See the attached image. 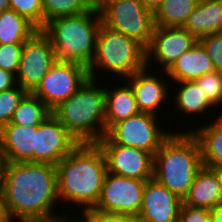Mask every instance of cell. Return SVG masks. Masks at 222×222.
Instances as JSON below:
<instances>
[{
  "instance_id": "6da1fadb",
  "label": "cell",
  "mask_w": 222,
  "mask_h": 222,
  "mask_svg": "<svg viewBox=\"0 0 222 222\" xmlns=\"http://www.w3.org/2000/svg\"><path fill=\"white\" fill-rule=\"evenodd\" d=\"M1 198L6 222L50 221L68 214L57 209L60 200L53 164L8 162Z\"/></svg>"
},
{
  "instance_id": "7a4b0ae2",
  "label": "cell",
  "mask_w": 222,
  "mask_h": 222,
  "mask_svg": "<svg viewBox=\"0 0 222 222\" xmlns=\"http://www.w3.org/2000/svg\"><path fill=\"white\" fill-rule=\"evenodd\" d=\"M107 172L105 156L97 143L78 144L56 164L60 203L71 204L67 208L79 205L76 210L80 209L82 214L93 209Z\"/></svg>"
},
{
  "instance_id": "3957f363",
  "label": "cell",
  "mask_w": 222,
  "mask_h": 222,
  "mask_svg": "<svg viewBox=\"0 0 222 222\" xmlns=\"http://www.w3.org/2000/svg\"><path fill=\"white\" fill-rule=\"evenodd\" d=\"M184 128L182 132L181 129L172 132L162 143L154 154L153 164V178L181 199L203 167L199 141Z\"/></svg>"
},
{
  "instance_id": "277c9868",
  "label": "cell",
  "mask_w": 222,
  "mask_h": 222,
  "mask_svg": "<svg viewBox=\"0 0 222 222\" xmlns=\"http://www.w3.org/2000/svg\"><path fill=\"white\" fill-rule=\"evenodd\" d=\"M97 81L88 78L72 96L52 110L79 144L97 143L106 135V93L104 85L100 86Z\"/></svg>"
},
{
  "instance_id": "5b68a950",
  "label": "cell",
  "mask_w": 222,
  "mask_h": 222,
  "mask_svg": "<svg viewBox=\"0 0 222 222\" xmlns=\"http://www.w3.org/2000/svg\"><path fill=\"white\" fill-rule=\"evenodd\" d=\"M101 15L92 8L82 14L50 20L41 31L50 39L57 61L85 66L92 63L96 52Z\"/></svg>"
},
{
  "instance_id": "8992f818",
  "label": "cell",
  "mask_w": 222,
  "mask_h": 222,
  "mask_svg": "<svg viewBox=\"0 0 222 222\" xmlns=\"http://www.w3.org/2000/svg\"><path fill=\"white\" fill-rule=\"evenodd\" d=\"M145 67L147 54L141 43L101 24L97 33L95 56L88 67L89 78L98 80L99 73L96 72L104 71L105 75L106 72L110 73L104 80L110 76L122 80Z\"/></svg>"
},
{
  "instance_id": "52a82bcc",
  "label": "cell",
  "mask_w": 222,
  "mask_h": 222,
  "mask_svg": "<svg viewBox=\"0 0 222 222\" xmlns=\"http://www.w3.org/2000/svg\"><path fill=\"white\" fill-rule=\"evenodd\" d=\"M157 117L160 118V115L140 112L114 124L106 135L115 144L136 147L154 156L162 143L173 132L169 128L168 130L164 128L166 126H161L162 121Z\"/></svg>"
},
{
  "instance_id": "ba28073f",
  "label": "cell",
  "mask_w": 222,
  "mask_h": 222,
  "mask_svg": "<svg viewBox=\"0 0 222 222\" xmlns=\"http://www.w3.org/2000/svg\"><path fill=\"white\" fill-rule=\"evenodd\" d=\"M102 24L111 30L149 47L155 28L154 14L141 0H121L108 5L101 13Z\"/></svg>"
},
{
  "instance_id": "9c48e42d",
  "label": "cell",
  "mask_w": 222,
  "mask_h": 222,
  "mask_svg": "<svg viewBox=\"0 0 222 222\" xmlns=\"http://www.w3.org/2000/svg\"><path fill=\"white\" fill-rule=\"evenodd\" d=\"M89 78L88 68L73 62L57 61L32 92L52 111L72 96Z\"/></svg>"
},
{
  "instance_id": "30bf717a",
  "label": "cell",
  "mask_w": 222,
  "mask_h": 222,
  "mask_svg": "<svg viewBox=\"0 0 222 222\" xmlns=\"http://www.w3.org/2000/svg\"><path fill=\"white\" fill-rule=\"evenodd\" d=\"M146 180L126 178L107 172L101 194L92 209L138 217Z\"/></svg>"
},
{
  "instance_id": "8fae6325",
  "label": "cell",
  "mask_w": 222,
  "mask_h": 222,
  "mask_svg": "<svg viewBox=\"0 0 222 222\" xmlns=\"http://www.w3.org/2000/svg\"><path fill=\"white\" fill-rule=\"evenodd\" d=\"M56 62V54L50 39L38 30L24 42L16 84L27 93H32Z\"/></svg>"
},
{
  "instance_id": "7c38bea8",
  "label": "cell",
  "mask_w": 222,
  "mask_h": 222,
  "mask_svg": "<svg viewBox=\"0 0 222 222\" xmlns=\"http://www.w3.org/2000/svg\"><path fill=\"white\" fill-rule=\"evenodd\" d=\"M97 144L105 156L108 172L137 180L147 181L153 178L154 156L151 153L115 144L107 135Z\"/></svg>"
},
{
  "instance_id": "4fadbf2b",
  "label": "cell",
  "mask_w": 222,
  "mask_h": 222,
  "mask_svg": "<svg viewBox=\"0 0 222 222\" xmlns=\"http://www.w3.org/2000/svg\"><path fill=\"white\" fill-rule=\"evenodd\" d=\"M197 42L198 39L183 27L155 26L151 43L146 49L147 67L153 69L157 65V71L166 72L178 57L190 50ZM151 62L155 65L150 64Z\"/></svg>"
},
{
  "instance_id": "5bb4252c",
  "label": "cell",
  "mask_w": 222,
  "mask_h": 222,
  "mask_svg": "<svg viewBox=\"0 0 222 222\" xmlns=\"http://www.w3.org/2000/svg\"><path fill=\"white\" fill-rule=\"evenodd\" d=\"M78 144V141L51 113L37 126V133L35 134L34 163L56 165Z\"/></svg>"
},
{
  "instance_id": "9a60e30c",
  "label": "cell",
  "mask_w": 222,
  "mask_h": 222,
  "mask_svg": "<svg viewBox=\"0 0 222 222\" xmlns=\"http://www.w3.org/2000/svg\"><path fill=\"white\" fill-rule=\"evenodd\" d=\"M150 71L154 72L149 73ZM155 72L156 70L145 67L124 81H128L127 83L131 86L140 112L156 116L160 113L162 116L161 111L163 108L165 109L163 104L167 101H169L168 104L171 103L169 99L171 98V92H169L171 91V85H169L171 80L166 78L165 71H162V74H165L163 78L160 73L158 74L159 71L156 72L157 74Z\"/></svg>"
},
{
  "instance_id": "2e32d148",
  "label": "cell",
  "mask_w": 222,
  "mask_h": 222,
  "mask_svg": "<svg viewBox=\"0 0 222 222\" xmlns=\"http://www.w3.org/2000/svg\"><path fill=\"white\" fill-rule=\"evenodd\" d=\"M182 204L183 199L177 194L154 178L149 179L144 187L138 219L140 222H178Z\"/></svg>"
},
{
  "instance_id": "e0dca14e",
  "label": "cell",
  "mask_w": 222,
  "mask_h": 222,
  "mask_svg": "<svg viewBox=\"0 0 222 222\" xmlns=\"http://www.w3.org/2000/svg\"><path fill=\"white\" fill-rule=\"evenodd\" d=\"M37 127H22L14 123L0 129V145L8 162L34 163Z\"/></svg>"
},
{
  "instance_id": "ac0fdd59",
  "label": "cell",
  "mask_w": 222,
  "mask_h": 222,
  "mask_svg": "<svg viewBox=\"0 0 222 222\" xmlns=\"http://www.w3.org/2000/svg\"><path fill=\"white\" fill-rule=\"evenodd\" d=\"M171 89L174 91H171L173 100L171 99L170 102L173 101L172 103L175 105H172L176 109L175 114L177 111L179 112L178 115L183 113V118H185L186 115L189 116L190 119H192L191 116L194 117V115L196 118L199 115L200 118L205 115L204 118L206 119V117L208 118L210 111H214L213 113L218 111V108L207 99L206 94L199 88L195 81L175 82V86L171 83ZM175 91L176 93L173 94Z\"/></svg>"
},
{
  "instance_id": "d6986e66",
  "label": "cell",
  "mask_w": 222,
  "mask_h": 222,
  "mask_svg": "<svg viewBox=\"0 0 222 222\" xmlns=\"http://www.w3.org/2000/svg\"><path fill=\"white\" fill-rule=\"evenodd\" d=\"M215 71L211 58L202 45L197 42L190 50L183 53L166 71L171 83L195 81L201 76Z\"/></svg>"
},
{
  "instance_id": "ffe728a7",
  "label": "cell",
  "mask_w": 222,
  "mask_h": 222,
  "mask_svg": "<svg viewBox=\"0 0 222 222\" xmlns=\"http://www.w3.org/2000/svg\"><path fill=\"white\" fill-rule=\"evenodd\" d=\"M117 83V86L106 85L104 84L105 93H106V105H105V128L107 131L119 121L128 119L138 113L140 110L137 106L134 92L131 86L124 81ZM125 82V83H123ZM118 86V84H120Z\"/></svg>"
},
{
  "instance_id": "44dd1931",
  "label": "cell",
  "mask_w": 222,
  "mask_h": 222,
  "mask_svg": "<svg viewBox=\"0 0 222 222\" xmlns=\"http://www.w3.org/2000/svg\"><path fill=\"white\" fill-rule=\"evenodd\" d=\"M220 171L203 166L196 174L183 204L192 207L212 209L220 205Z\"/></svg>"
},
{
  "instance_id": "7402d4cb",
  "label": "cell",
  "mask_w": 222,
  "mask_h": 222,
  "mask_svg": "<svg viewBox=\"0 0 222 222\" xmlns=\"http://www.w3.org/2000/svg\"><path fill=\"white\" fill-rule=\"evenodd\" d=\"M206 122L198 128L193 124L194 128H187V132L199 141L203 166L222 171V113L213 121Z\"/></svg>"
},
{
  "instance_id": "603a6c76",
  "label": "cell",
  "mask_w": 222,
  "mask_h": 222,
  "mask_svg": "<svg viewBox=\"0 0 222 222\" xmlns=\"http://www.w3.org/2000/svg\"><path fill=\"white\" fill-rule=\"evenodd\" d=\"M183 28L197 39L222 32V0H199Z\"/></svg>"
},
{
  "instance_id": "cb8c5ba5",
  "label": "cell",
  "mask_w": 222,
  "mask_h": 222,
  "mask_svg": "<svg viewBox=\"0 0 222 222\" xmlns=\"http://www.w3.org/2000/svg\"><path fill=\"white\" fill-rule=\"evenodd\" d=\"M39 29L14 10L0 13V44L24 43Z\"/></svg>"
},
{
  "instance_id": "d4e9b609",
  "label": "cell",
  "mask_w": 222,
  "mask_h": 222,
  "mask_svg": "<svg viewBox=\"0 0 222 222\" xmlns=\"http://www.w3.org/2000/svg\"><path fill=\"white\" fill-rule=\"evenodd\" d=\"M199 0H163L154 14L155 26L183 27Z\"/></svg>"
},
{
  "instance_id": "484cf974",
  "label": "cell",
  "mask_w": 222,
  "mask_h": 222,
  "mask_svg": "<svg viewBox=\"0 0 222 222\" xmlns=\"http://www.w3.org/2000/svg\"><path fill=\"white\" fill-rule=\"evenodd\" d=\"M52 111L38 97L27 93L14 111L11 123L22 127H37Z\"/></svg>"
},
{
  "instance_id": "4316f807",
  "label": "cell",
  "mask_w": 222,
  "mask_h": 222,
  "mask_svg": "<svg viewBox=\"0 0 222 222\" xmlns=\"http://www.w3.org/2000/svg\"><path fill=\"white\" fill-rule=\"evenodd\" d=\"M43 27L52 19L85 13L92 9V0H42Z\"/></svg>"
},
{
  "instance_id": "83f0119b",
  "label": "cell",
  "mask_w": 222,
  "mask_h": 222,
  "mask_svg": "<svg viewBox=\"0 0 222 222\" xmlns=\"http://www.w3.org/2000/svg\"><path fill=\"white\" fill-rule=\"evenodd\" d=\"M26 94L19 85L0 92V129L11 122L14 111Z\"/></svg>"
},
{
  "instance_id": "f1b7e54d",
  "label": "cell",
  "mask_w": 222,
  "mask_h": 222,
  "mask_svg": "<svg viewBox=\"0 0 222 222\" xmlns=\"http://www.w3.org/2000/svg\"><path fill=\"white\" fill-rule=\"evenodd\" d=\"M195 82L206 94L207 99L220 111L219 105L222 107V72L213 71L201 76Z\"/></svg>"
},
{
  "instance_id": "f546056e",
  "label": "cell",
  "mask_w": 222,
  "mask_h": 222,
  "mask_svg": "<svg viewBox=\"0 0 222 222\" xmlns=\"http://www.w3.org/2000/svg\"><path fill=\"white\" fill-rule=\"evenodd\" d=\"M10 9L27 18L39 30L43 28L42 0H9Z\"/></svg>"
},
{
  "instance_id": "4dcf8cb0",
  "label": "cell",
  "mask_w": 222,
  "mask_h": 222,
  "mask_svg": "<svg viewBox=\"0 0 222 222\" xmlns=\"http://www.w3.org/2000/svg\"><path fill=\"white\" fill-rule=\"evenodd\" d=\"M23 47L24 43L0 44V68L16 76Z\"/></svg>"
},
{
  "instance_id": "1f68e13d",
  "label": "cell",
  "mask_w": 222,
  "mask_h": 222,
  "mask_svg": "<svg viewBox=\"0 0 222 222\" xmlns=\"http://www.w3.org/2000/svg\"><path fill=\"white\" fill-rule=\"evenodd\" d=\"M198 42L211 58L215 71L222 72V32L203 36Z\"/></svg>"
},
{
  "instance_id": "d6a6232c",
  "label": "cell",
  "mask_w": 222,
  "mask_h": 222,
  "mask_svg": "<svg viewBox=\"0 0 222 222\" xmlns=\"http://www.w3.org/2000/svg\"><path fill=\"white\" fill-rule=\"evenodd\" d=\"M78 217L79 222H140L138 217L121 214V213H108L103 211L89 210ZM84 217V218H83Z\"/></svg>"
},
{
  "instance_id": "836d02e7",
  "label": "cell",
  "mask_w": 222,
  "mask_h": 222,
  "mask_svg": "<svg viewBox=\"0 0 222 222\" xmlns=\"http://www.w3.org/2000/svg\"><path fill=\"white\" fill-rule=\"evenodd\" d=\"M178 222H210L209 209L182 204Z\"/></svg>"
},
{
  "instance_id": "e575fe53",
  "label": "cell",
  "mask_w": 222,
  "mask_h": 222,
  "mask_svg": "<svg viewBox=\"0 0 222 222\" xmlns=\"http://www.w3.org/2000/svg\"><path fill=\"white\" fill-rule=\"evenodd\" d=\"M16 85V76L0 68V92L9 90Z\"/></svg>"
},
{
  "instance_id": "d590c367",
  "label": "cell",
  "mask_w": 222,
  "mask_h": 222,
  "mask_svg": "<svg viewBox=\"0 0 222 222\" xmlns=\"http://www.w3.org/2000/svg\"><path fill=\"white\" fill-rule=\"evenodd\" d=\"M8 165L7 157L2 150V147L0 145V191L2 192L3 184H4V178H5V172L6 167Z\"/></svg>"
},
{
  "instance_id": "8d00e7d4",
  "label": "cell",
  "mask_w": 222,
  "mask_h": 222,
  "mask_svg": "<svg viewBox=\"0 0 222 222\" xmlns=\"http://www.w3.org/2000/svg\"><path fill=\"white\" fill-rule=\"evenodd\" d=\"M121 0H92V8H94L99 14L110 4Z\"/></svg>"
},
{
  "instance_id": "74e56055",
  "label": "cell",
  "mask_w": 222,
  "mask_h": 222,
  "mask_svg": "<svg viewBox=\"0 0 222 222\" xmlns=\"http://www.w3.org/2000/svg\"><path fill=\"white\" fill-rule=\"evenodd\" d=\"M210 212V222H222V205H216Z\"/></svg>"
},
{
  "instance_id": "f35d334b",
  "label": "cell",
  "mask_w": 222,
  "mask_h": 222,
  "mask_svg": "<svg viewBox=\"0 0 222 222\" xmlns=\"http://www.w3.org/2000/svg\"><path fill=\"white\" fill-rule=\"evenodd\" d=\"M163 0H141L144 6L151 12H155Z\"/></svg>"
},
{
  "instance_id": "ab89813d",
  "label": "cell",
  "mask_w": 222,
  "mask_h": 222,
  "mask_svg": "<svg viewBox=\"0 0 222 222\" xmlns=\"http://www.w3.org/2000/svg\"><path fill=\"white\" fill-rule=\"evenodd\" d=\"M71 215L75 216L74 213L73 214L71 213L70 215L68 214L67 216H63V217H60V218H57L54 220H50V221H24V222H79L78 218H76V217L73 218V216H71Z\"/></svg>"
},
{
  "instance_id": "60d3db41",
  "label": "cell",
  "mask_w": 222,
  "mask_h": 222,
  "mask_svg": "<svg viewBox=\"0 0 222 222\" xmlns=\"http://www.w3.org/2000/svg\"><path fill=\"white\" fill-rule=\"evenodd\" d=\"M10 9L9 0H0V13Z\"/></svg>"
},
{
  "instance_id": "b9f144b4",
  "label": "cell",
  "mask_w": 222,
  "mask_h": 222,
  "mask_svg": "<svg viewBox=\"0 0 222 222\" xmlns=\"http://www.w3.org/2000/svg\"><path fill=\"white\" fill-rule=\"evenodd\" d=\"M0 222H6L5 216L2 210V198H1V191H0Z\"/></svg>"
},
{
  "instance_id": "7bdbcfd3",
  "label": "cell",
  "mask_w": 222,
  "mask_h": 222,
  "mask_svg": "<svg viewBox=\"0 0 222 222\" xmlns=\"http://www.w3.org/2000/svg\"><path fill=\"white\" fill-rule=\"evenodd\" d=\"M220 182H221V197H220V204L222 205V171H220Z\"/></svg>"
}]
</instances>
